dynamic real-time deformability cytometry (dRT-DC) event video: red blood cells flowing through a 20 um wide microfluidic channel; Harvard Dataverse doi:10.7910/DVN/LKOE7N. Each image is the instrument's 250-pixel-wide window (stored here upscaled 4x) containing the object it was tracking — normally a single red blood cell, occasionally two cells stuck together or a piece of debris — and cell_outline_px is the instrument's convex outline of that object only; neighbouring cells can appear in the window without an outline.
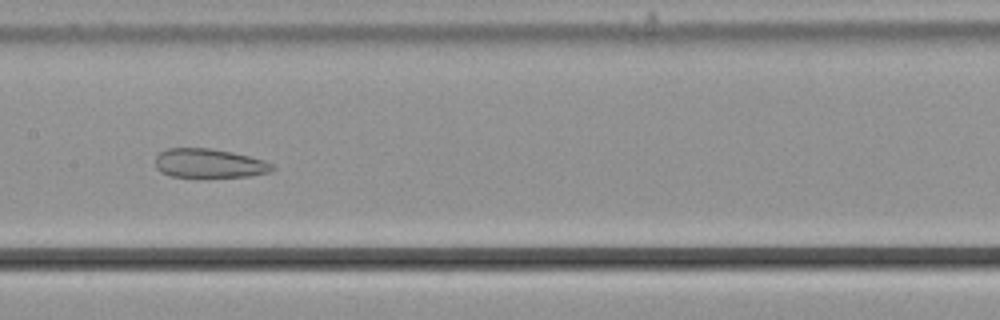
{"species": "common noctule bat (a hibernating species)", "species_latin": "Nyctalus noctula", "temperature_condition": "cold", "stored_images_in_passage": 42, "camera_frame_rate_fps": 3000, "um_per_image_px": 0.085, "animal": {"sex": "male", "body_mass_g": 21.5, "forearm_length_mm": 52.0}, "frame": {"image": 1, "passage_image": 18, "time_ms": 5.667, "image_size_px": [1000, 320], "cell_outline_px": [[276, 168], [272, 172], [248, 176], [200, 180], [172, 176], [160, 172], [156, 168], [156, 156], [160, 152], [168, 148], [212, 148], [232, 152], [264, 160], [272, 164]], "centroid_in_image_um": [17.78, 13.93], "position_along_channel_um": 189.6, "area_um2": 20.75}}
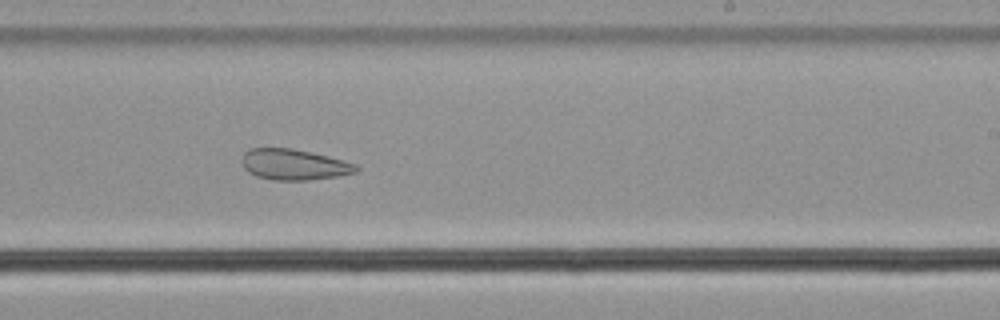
{"frame": {"image": 2, "passage_image": 24, "time_ms": 7.667, "image_size_px": [1000, 320], "cell_outline_px": [[360, 168], [356, 172], [336, 176], [308, 180], [272, 180], [256, 176], [248, 172], [244, 168], [244, 152], [248, 148], [292, 148], [328, 156], [356, 164]], "centroid_in_image_um": [24.99, 13.99], "position_along_channel_um": 264.0, "area_um2": 20.35}}
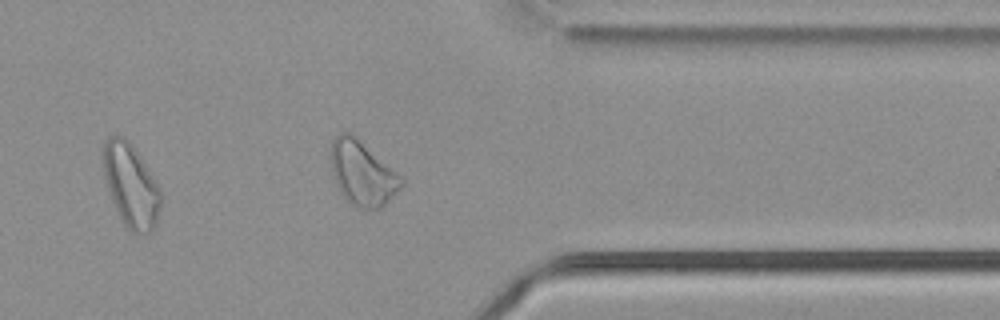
{"frame": {"image": 3, "passage_image": 34, "time_ms": 11.0, "image_size_px": [1000, 320], "cell_outline_px": [[160, 208], [156, 224], [148, 232], [132, 232], [120, 220], [108, 188], [104, 176], [100, 152], [104, 140], [108, 136], [124, 136], [132, 144], [160, 188]], "centroid_in_image_um": [11.07, 15.7], "position_along_channel_um": 400.3, "area_um2": 27.92}, "authors_computed_cell_mechanics": {"area_um2": 24.5072, "velocity_mm_per_s": 3.7283, "shape_relaxation_time_tau1_ms": null, "shape_relaxation_time_tau2_ms": 3.3044, "deformation_change_tau1": null, "deformation_change_tau2": 0.1076}}